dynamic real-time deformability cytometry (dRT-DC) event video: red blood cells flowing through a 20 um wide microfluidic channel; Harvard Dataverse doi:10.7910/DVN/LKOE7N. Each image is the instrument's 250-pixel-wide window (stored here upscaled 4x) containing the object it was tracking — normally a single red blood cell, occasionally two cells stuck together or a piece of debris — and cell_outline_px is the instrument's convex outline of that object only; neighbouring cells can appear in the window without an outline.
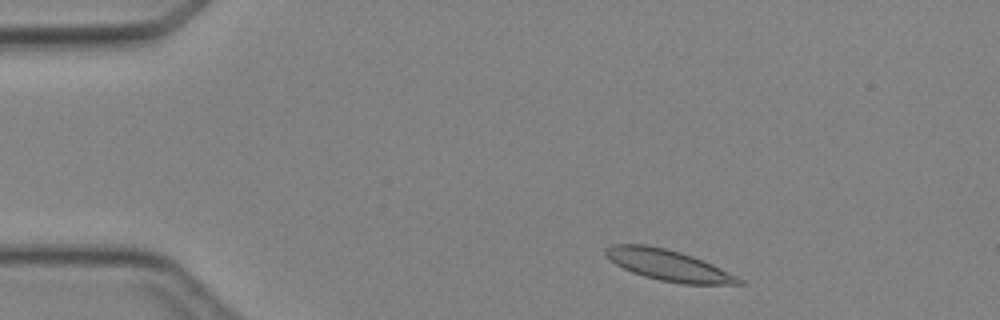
{"species": "Egyptian fruit bat (a non-hibernating species)", "species_latin": "Rousettus aegyptiacus", "temperature_condition": "cold", "stored_images_in_passage": 2, "camera_frame_rate_fps": 3000, "um_per_image_px": 0.085, "animal": {"sex": "female"}, "frame": {"image": 1, "passage_image": 1, "time_ms": 0.0, "image_size_px": [1000, 320], "cell_outline_px": [[744, 284], [684, 284], [660, 280], [644, 276], [632, 272], [616, 264], [604, 252], [604, 248], [612, 244], [648, 244], [680, 252], [704, 260], [744, 280]], "centroid_in_image_um": [56.81, 22.53], "position_along_channel_um": 28.2, "area_um2": 23.81}}